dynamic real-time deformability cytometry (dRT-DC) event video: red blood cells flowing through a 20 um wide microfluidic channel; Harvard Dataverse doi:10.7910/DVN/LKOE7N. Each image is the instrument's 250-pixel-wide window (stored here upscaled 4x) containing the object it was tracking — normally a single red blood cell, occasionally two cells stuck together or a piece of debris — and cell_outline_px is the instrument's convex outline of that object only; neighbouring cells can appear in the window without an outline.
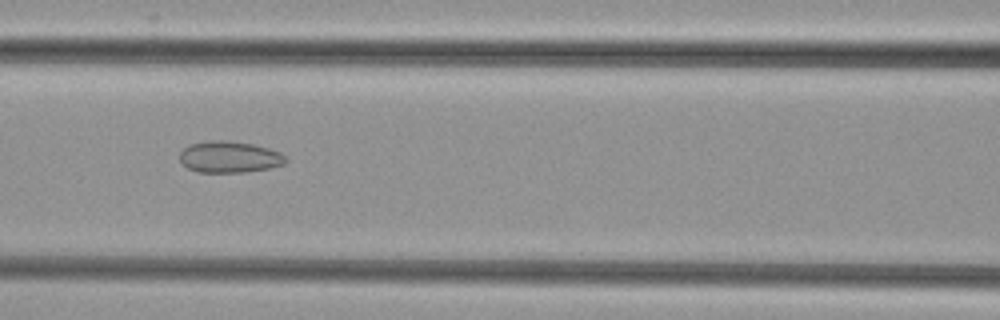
{"species": "common noctule bat (a hibernating species)", "species_latin": "Nyctalus noctula", "temperature_condition": "cold", "stored_images_in_passage": 39, "camera_frame_rate_fps": 3000, "um_per_image_px": 0.085, "animal": {"sex": "female", "body_mass_g": 29.2, "forearm_length_mm": 56.3}, "frame": {"image": 1, "passage_image": 10, "time_ms": 3.0, "image_size_px": [1000, 320], "cell_outline_px": [[288, 160], [284, 164], [268, 168], [244, 172], [196, 172], [188, 168], [180, 160], [180, 152], [188, 144], [208, 140], [224, 140], [252, 144], [268, 148], [280, 152]], "centroid_in_image_um": [19.48, 13.33], "position_along_channel_um": 147.1, "area_um2": 19.42}}
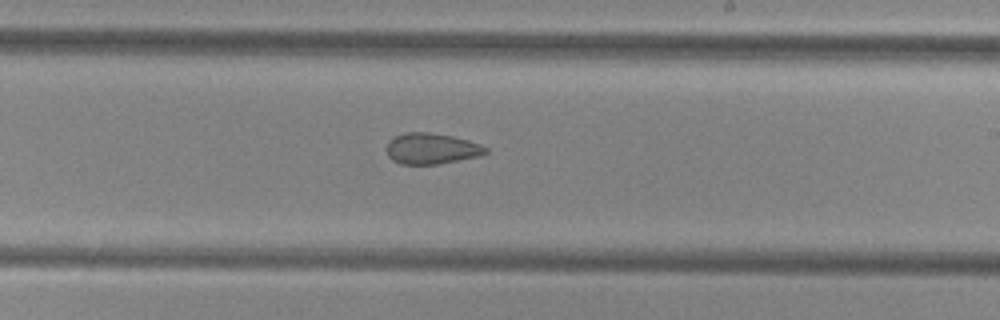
{"frame": {"image": 2, "passage_image": 18, "time_ms": 5.667, "image_size_px": [1000, 320], "cell_outline_px": [[488, 152], [480, 156], [436, 164], [400, 164], [392, 160], [388, 156], [384, 148], [388, 140], [404, 132], [428, 132], [452, 136], [468, 140], [480, 144], [488, 148]], "centroid_in_image_um": [36.64, 12.63], "position_along_channel_um": 252.4, "area_um2": 18.03}}
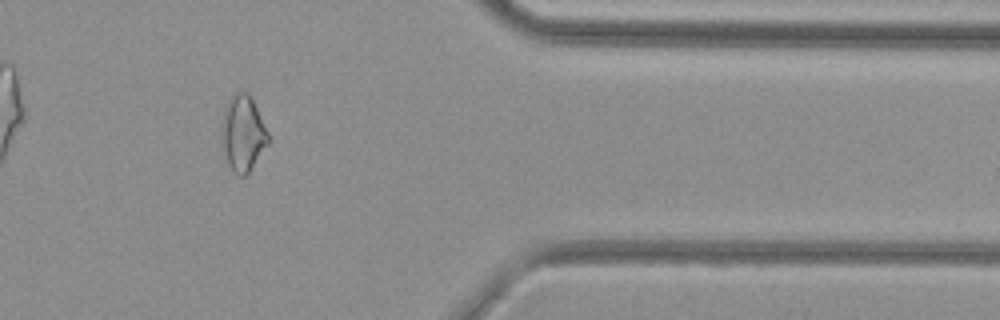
{"frame": {"image": 3, "passage_image": 30, "time_ms": 9.667, "image_size_px": [1000, 320], "cell_outline_px": [[268, 144], [248, 172], [244, 176], [236, 176], [228, 164], [220, 132], [224, 112], [228, 100], [236, 92], [248, 92], [268, 132]], "centroid_in_image_um": [20.63, 11.35], "position_along_channel_um": 390.8, "area_um2": 20.11}}